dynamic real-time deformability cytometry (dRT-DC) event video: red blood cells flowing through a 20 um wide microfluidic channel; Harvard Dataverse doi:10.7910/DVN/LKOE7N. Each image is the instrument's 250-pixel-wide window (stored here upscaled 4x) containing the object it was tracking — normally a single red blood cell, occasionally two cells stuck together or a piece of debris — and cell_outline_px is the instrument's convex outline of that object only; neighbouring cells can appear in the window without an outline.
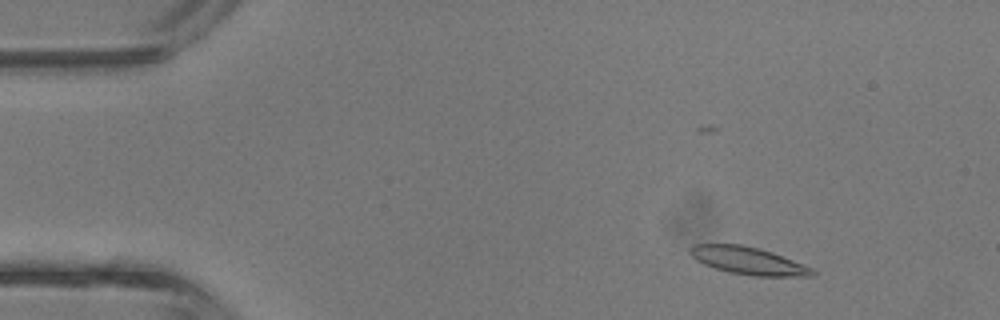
{"species": "common noctule bat (a hibernating species)", "species_latin": "Nyctalus noctula", "temperature_condition": "room temperature", "stored_images_in_passage": 41, "camera_frame_rate_fps": 3000, "um_per_image_px": 0.085, "animal": {"sex": "male", "body_mass_g": 13.3}, "frame": {"image": 1, "passage_image": 5, "time_ms": 1.333, "image_size_px": [1000, 320], "cell_outline_px": [[816, 272], [812, 276], [752, 276], [728, 272], [704, 264], [696, 260], [688, 252], [688, 248], [692, 244], [740, 244], [772, 252], [804, 264], [812, 268]], "centroid_in_image_um": [63.57, 22.16], "position_along_channel_um": 21.4, "area_um2": 19.59}}
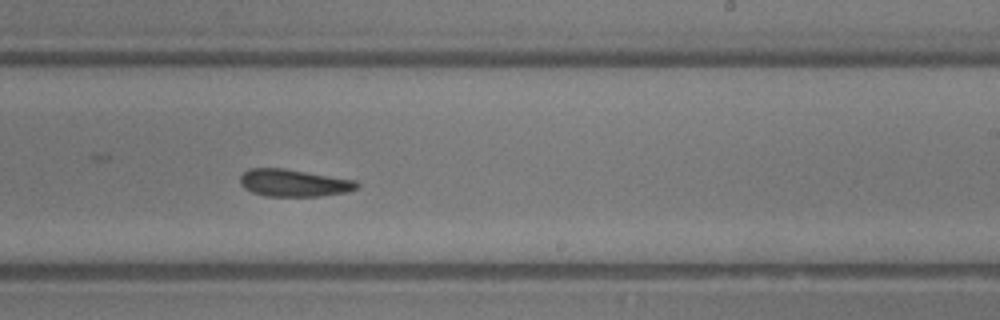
{"frame": {"image": 2, "passage_image": 25, "time_ms": 8.0, "image_size_px": [1000, 320], "cell_outline_px": [[360, 184], [356, 188], [348, 192], [320, 196], [268, 196], [252, 192], [244, 188], [240, 180], [240, 176], [248, 168], [280, 168], [356, 180]], "centroid_in_image_um": [24.97, 15.55], "position_along_channel_um": 264.0, "area_um2": 18.38}}
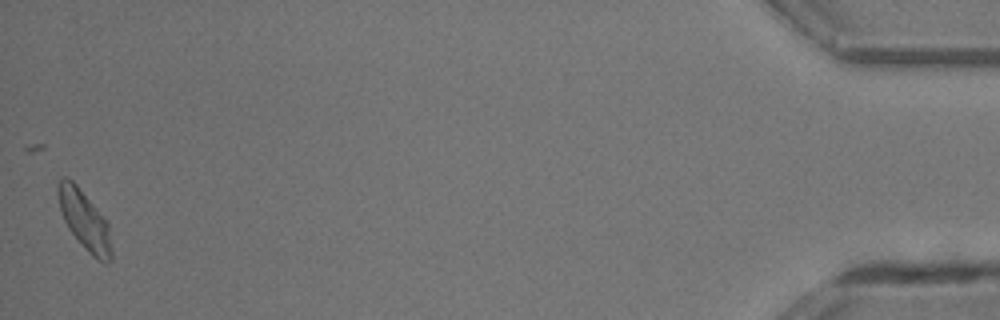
{"frame": {"image": 3, "passage_image": 41, "time_ms": 13.333, "image_size_px": [1000, 320], "cell_outline_px": [[112, 260], [108, 264], [104, 264], [96, 260], [84, 248], [68, 228], [64, 220], [60, 208], [56, 192], [56, 184], [60, 176], [68, 176], [76, 184], [96, 208], [108, 224], [112, 252]], "centroid_in_image_um": [7.16, 18.72], "position_along_channel_um": 428.0, "area_um2": 18.61}, "authors_computed_cell_mechanics": {"area_um2": 18.6116, "velocity_mm_per_s": 4.9245, "shape_relaxation_time_tau1_ms": 5.4048, "shape_relaxation_time_tau2_ms": 5.0461, "deformation_change_tau1": 0.1461, "deformation_change_tau2": 0.1212}}